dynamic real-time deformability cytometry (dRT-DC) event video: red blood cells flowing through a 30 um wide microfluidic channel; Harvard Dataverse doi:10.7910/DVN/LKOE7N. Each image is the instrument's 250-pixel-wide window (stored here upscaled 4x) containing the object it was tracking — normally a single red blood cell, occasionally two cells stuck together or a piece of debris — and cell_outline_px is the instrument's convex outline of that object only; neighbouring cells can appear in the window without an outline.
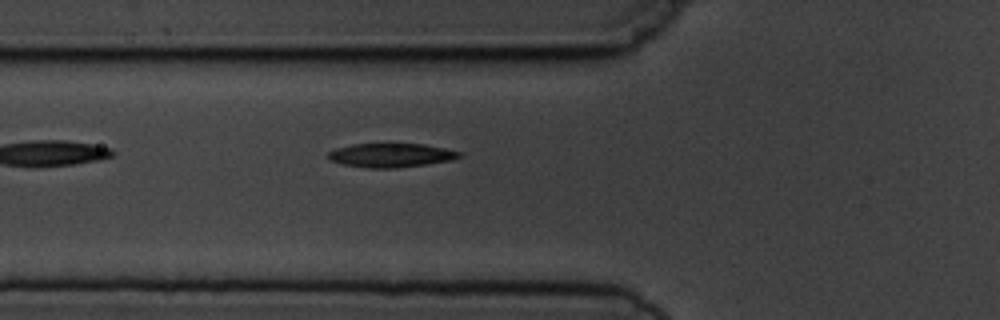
{"species": "common noctule bat (a hibernating species)", "species_latin": "Nyctalus noctula", "temperature_condition": "cold", "stored_images_in_passage": 6, "camera_frame_rate_fps": 3000, "um_per_image_px": 0.085, "animal": {"sex": "male", "body_mass_g": 19.5, "forearm_length_mm": 54.6}, "frame": {"image": 1, "passage_image": 6, "time_ms": 6.0, "image_size_px": [1000, 320], "cell_outline_px": [[464, 152], [460, 156], [452, 160], [396, 168], [368, 168], [344, 164], [328, 160], [324, 156], [328, 152], [336, 148], [352, 144], [392, 140], [424, 144]], "centroid_in_image_um": [33.19, 13.13], "position_along_channel_um": 92.6, "area_um2": 19.36}}